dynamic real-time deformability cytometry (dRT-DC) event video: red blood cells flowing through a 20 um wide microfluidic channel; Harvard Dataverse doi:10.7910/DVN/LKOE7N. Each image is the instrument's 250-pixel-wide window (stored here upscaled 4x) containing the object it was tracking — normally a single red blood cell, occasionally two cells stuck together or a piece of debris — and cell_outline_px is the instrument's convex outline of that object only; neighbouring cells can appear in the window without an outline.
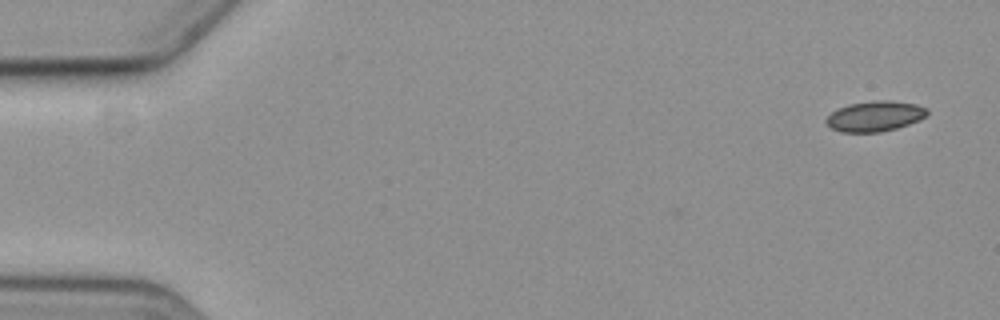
{"species": "common noctule bat (a hibernating species)", "species_latin": "Nyctalus noctula", "temperature_condition": "cold", "stored_images_in_passage": 6, "camera_frame_rate_fps": 3000, "um_per_image_px": 0.085, "animal": {"sex": "female", "body_mass_g": 19.3, "forearm_length_mm": 54.1}, "frame": {"image": 1, "passage_image": 1, "time_ms": 0.0, "image_size_px": [1000, 320], "cell_outline_px": [[928, 116], [920, 120], [896, 128], [880, 132], [840, 132], [832, 128], [824, 120], [836, 108], [848, 104], [876, 100], [888, 100], [916, 104], [928, 108]], "centroid_in_image_um": [74.38, 9.87], "position_along_channel_um": 10.6, "area_um2": 17.98}}